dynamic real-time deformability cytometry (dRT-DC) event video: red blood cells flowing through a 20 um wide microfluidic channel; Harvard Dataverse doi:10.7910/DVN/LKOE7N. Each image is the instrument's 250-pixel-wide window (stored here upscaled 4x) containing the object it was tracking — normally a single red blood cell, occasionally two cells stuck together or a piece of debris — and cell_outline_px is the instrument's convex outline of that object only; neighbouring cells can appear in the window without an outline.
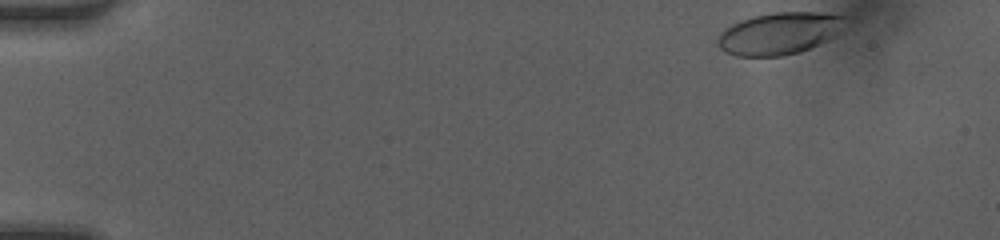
{"species": "human", "species_latin": "Homo sapiens", "temperature_condition": "room temperature", "stored_images_in_passage": 38, "camera_frame_rate_fps": 3000, "um_per_image_px": 0.085, "donor": {"sex": "female"}, "frame": {"image": 1, "passage_image": 1, "time_ms": 0.0, "image_size_px": [1000, 240], "cell_outline_px": [[844, 16], [824, 40], [800, 52], [780, 56], [736, 56], [724, 52], [716, 44], [716, 40], [720, 32], [724, 28], [740, 20], [752, 16], [772, 12], [820, 12]], "centroid_in_image_um": [66.01, 2.84], "position_along_channel_um": 19.0, "area_um2": 30.23}}
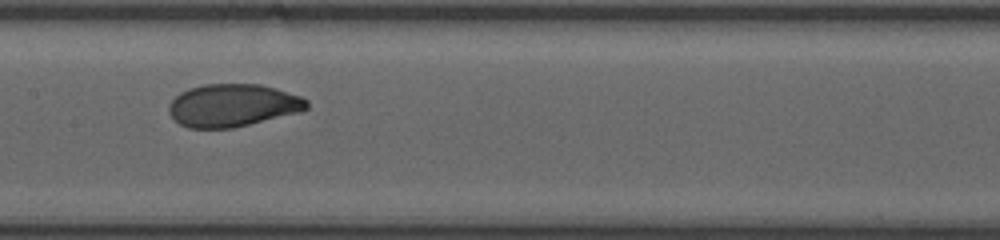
{"frame": {"image": 2, "passage_image": 21, "time_ms": 6.667, "image_size_px": [1000, 240], "cell_outline_px": [[308, 108], [304, 112], [232, 128], [188, 128], [180, 124], [168, 112], [168, 104], [180, 92], [188, 88], [204, 84], [260, 84], [276, 88], [300, 96], [308, 100]], "centroid_in_image_um": [19.81, 8.96], "position_along_channel_um": 187.6, "area_um2": 34.62}}
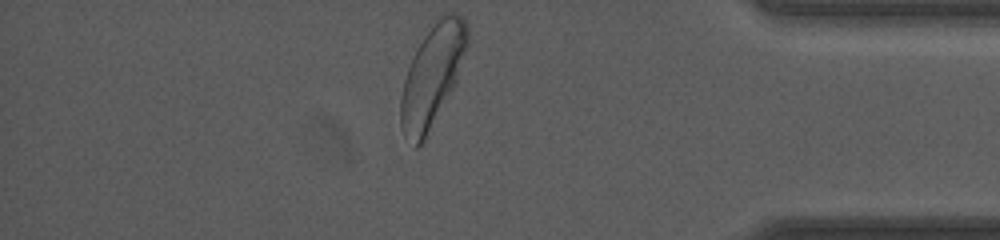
{"frame": {"image": 3, "passage_image": 38, "time_ms": 12.333, "image_size_px": [1000, 240], "cell_outline_px": [[468, 44], [456, 80], [424, 144], [416, 148], [404, 136], [400, 124], [400, 96], [404, 80], [412, 56], [428, 24], [436, 16], [444, 12], [456, 12], [464, 20], [468, 28]], "centroid_in_image_um": [36.72, 6.39], "position_along_channel_um": 398.5, "area_um2": 40.06}, "authors_computed_cell_mechanics": {"area_um2": 34.5355, "velocity_mm_per_s": 4.1848, "shape_relaxation_time_tau1_ms": 2.4434, "shape_relaxation_time_tau2_ms": null, "deformation_change_tau1": 0.1214, "deformation_change_tau2": null}}